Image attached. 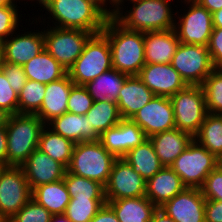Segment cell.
I'll list each match as a JSON object with an SVG mask.
<instances>
[{
    "label": "cell",
    "instance_id": "cell-1",
    "mask_svg": "<svg viewBox=\"0 0 222 222\" xmlns=\"http://www.w3.org/2000/svg\"><path fill=\"white\" fill-rule=\"evenodd\" d=\"M108 0H39L59 28L81 29L101 33L110 16Z\"/></svg>",
    "mask_w": 222,
    "mask_h": 222
},
{
    "label": "cell",
    "instance_id": "cell-2",
    "mask_svg": "<svg viewBox=\"0 0 222 222\" xmlns=\"http://www.w3.org/2000/svg\"><path fill=\"white\" fill-rule=\"evenodd\" d=\"M102 33L111 48L113 68L129 76L138 75L145 65L144 32L126 29L110 15Z\"/></svg>",
    "mask_w": 222,
    "mask_h": 222
},
{
    "label": "cell",
    "instance_id": "cell-3",
    "mask_svg": "<svg viewBox=\"0 0 222 222\" xmlns=\"http://www.w3.org/2000/svg\"><path fill=\"white\" fill-rule=\"evenodd\" d=\"M170 0L131 1L129 11L109 8L110 15L123 27L133 31H167L174 29L175 18L172 14ZM111 9V10H110ZM174 18V19H173Z\"/></svg>",
    "mask_w": 222,
    "mask_h": 222
},
{
    "label": "cell",
    "instance_id": "cell-4",
    "mask_svg": "<svg viewBox=\"0 0 222 222\" xmlns=\"http://www.w3.org/2000/svg\"><path fill=\"white\" fill-rule=\"evenodd\" d=\"M46 125L36 114L10 115L6 125L7 166L20 167L38 148L40 134Z\"/></svg>",
    "mask_w": 222,
    "mask_h": 222
},
{
    "label": "cell",
    "instance_id": "cell-5",
    "mask_svg": "<svg viewBox=\"0 0 222 222\" xmlns=\"http://www.w3.org/2000/svg\"><path fill=\"white\" fill-rule=\"evenodd\" d=\"M116 159L99 140L79 142L74 145L67 172L97 181L105 186Z\"/></svg>",
    "mask_w": 222,
    "mask_h": 222
},
{
    "label": "cell",
    "instance_id": "cell-6",
    "mask_svg": "<svg viewBox=\"0 0 222 222\" xmlns=\"http://www.w3.org/2000/svg\"><path fill=\"white\" fill-rule=\"evenodd\" d=\"M112 68L111 48L107 37L101 32L88 39L82 54L67 74L75 85H85Z\"/></svg>",
    "mask_w": 222,
    "mask_h": 222
},
{
    "label": "cell",
    "instance_id": "cell-7",
    "mask_svg": "<svg viewBox=\"0 0 222 222\" xmlns=\"http://www.w3.org/2000/svg\"><path fill=\"white\" fill-rule=\"evenodd\" d=\"M176 129L194 136L207 114L205 94L202 86L187 85L170 97Z\"/></svg>",
    "mask_w": 222,
    "mask_h": 222
},
{
    "label": "cell",
    "instance_id": "cell-8",
    "mask_svg": "<svg viewBox=\"0 0 222 222\" xmlns=\"http://www.w3.org/2000/svg\"><path fill=\"white\" fill-rule=\"evenodd\" d=\"M188 188H201L217 167V158L194 139L170 166Z\"/></svg>",
    "mask_w": 222,
    "mask_h": 222
},
{
    "label": "cell",
    "instance_id": "cell-9",
    "mask_svg": "<svg viewBox=\"0 0 222 222\" xmlns=\"http://www.w3.org/2000/svg\"><path fill=\"white\" fill-rule=\"evenodd\" d=\"M44 48L68 71L82 54L88 39L93 35L81 29L50 27L44 30Z\"/></svg>",
    "mask_w": 222,
    "mask_h": 222
},
{
    "label": "cell",
    "instance_id": "cell-10",
    "mask_svg": "<svg viewBox=\"0 0 222 222\" xmlns=\"http://www.w3.org/2000/svg\"><path fill=\"white\" fill-rule=\"evenodd\" d=\"M171 65L187 85L201 86L215 69L207 46L181 42L176 49Z\"/></svg>",
    "mask_w": 222,
    "mask_h": 222
},
{
    "label": "cell",
    "instance_id": "cell-11",
    "mask_svg": "<svg viewBox=\"0 0 222 222\" xmlns=\"http://www.w3.org/2000/svg\"><path fill=\"white\" fill-rule=\"evenodd\" d=\"M189 10L175 21L174 30L184 44L207 46L213 31L212 14L195 0H185Z\"/></svg>",
    "mask_w": 222,
    "mask_h": 222
},
{
    "label": "cell",
    "instance_id": "cell-12",
    "mask_svg": "<svg viewBox=\"0 0 222 222\" xmlns=\"http://www.w3.org/2000/svg\"><path fill=\"white\" fill-rule=\"evenodd\" d=\"M31 192L23 169L6 166L0 173V213L10 220L31 199Z\"/></svg>",
    "mask_w": 222,
    "mask_h": 222
},
{
    "label": "cell",
    "instance_id": "cell-13",
    "mask_svg": "<svg viewBox=\"0 0 222 222\" xmlns=\"http://www.w3.org/2000/svg\"><path fill=\"white\" fill-rule=\"evenodd\" d=\"M145 192L146 180L124 158H117L104 186L105 200L136 198L145 196Z\"/></svg>",
    "mask_w": 222,
    "mask_h": 222
},
{
    "label": "cell",
    "instance_id": "cell-14",
    "mask_svg": "<svg viewBox=\"0 0 222 222\" xmlns=\"http://www.w3.org/2000/svg\"><path fill=\"white\" fill-rule=\"evenodd\" d=\"M131 120L144 131L147 138L176 128L171 100L164 96L152 98Z\"/></svg>",
    "mask_w": 222,
    "mask_h": 222
},
{
    "label": "cell",
    "instance_id": "cell-15",
    "mask_svg": "<svg viewBox=\"0 0 222 222\" xmlns=\"http://www.w3.org/2000/svg\"><path fill=\"white\" fill-rule=\"evenodd\" d=\"M147 139L144 131L135 122L131 119H121L116 126L104 131L99 141L116 158H123L131 149Z\"/></svg>",
    "mask_w": 222,
    "mask_h": 222
},
{
    "label": "cell",
    "instance_id": "cell-16",
    "mask_svg": "<svg viewBox=\"0 0 222 222\" xmlns=\"http://www.w3.org/2000/svg\"><path fill=\"white\" fill-rule=\"evenodd\" d=\"M206 199L200 188L186 187L160 209L175 222H205Z\"/></svg>",
    "mask_w": 222,
    "mask_h": 222
},
{
    "label": "cell",
    "instance_id": "cell-17",
    "mask_svg": "<svg viewBox=\"0 0 222 222\" xmlns=\"http://www.w3.org/2000/svg\"><path fill=\"white\" fill-rule=\"evenodd\" d=\"M137 76L155 96L170 98L187 86L171 63L145 64Z\"/></svg>",
    "mask_w": 222,
    "mask_h": 222
},
{
    "label": "cell",
    "instance_id": "cell-18",
    "mask_svg": "<svg viewBox=\"0 0 222 222\" xmlns=\"http://www.w3.org/2000/svg\"><path fill=\"white\" fill-rule=\"evenodd\" d=\"M20 167L24 171L31 191L39 185L62 180L67 171L63 164L39 149L34 150Z\"/></svg>",
    "mask_w": 222,
    "mask_h": 222
},
{
    "label": "cell",
    "instance_id": "cell-19",
    "mask_svg": "<svg viewBox=\"0 0 222 222\" xmlns=\"http://www.w3.org/2000/svg\"><path fill=\"white\" fill-rule=\"evenodd\" d=\"M27 33V34H26ZM11 35L0 43L3 62H10L24 66L27 62L45 50L44 32H24Z\"/></svg>",
    "mask_w": 222,
    "mask_h": 222
},
{
    "label": "cell",
    "instance_id": "cell-20",
    "mask_svg": "<svg viewBox=\"0 0 222 222\" xmlns=\"http://www.w3.org/2000/svg\"><path fill=\"white\" fill-rule=\"evenodd\" d=\"M74 85L68 74L59 80L46 84L41 108L36 113L45 125L67 112L68 97Z\"/></svg>",
    "mask_w": 222,
    "mask_h": 222
},
{
    "label": "cell",
    "instance_id": "cell-21",
    "mask_svg": "<svg viewBox=\"0 0 222 222\" xmlns=\"http://www.w3.org/2000/svg\"><path fill=\"white\" fill-rule=\"evenodd\" d=\"M180 41L174 29L144 32L145 64H168Z\"/></svg>",
    "mask_w": 222,
    "mask_h": 222
},
{
    "label": "cell",
    "instance_id": "cell-22",
    "mask_svg": "<svg viewBox=\"0 0 222 222\" xmlns=\"http://www.w3.org/2000/svg\"><path fill=\"white\" fill-rule=\"evenodd\" d=\"M185 188L179 175L171 167L164 166L146 181L145 196L160 208Z\"/></svg>",
    "mask_w": 222,
    "mask_h": 222
},
{
    "label": "cell",
    "instance_id": "cell-23",
    "mask_svg": "<svg viewBox=\"0 0 222 222\" xmlns=\"http://www.w3.org/2000/svg\"><path fill=\"white\" fill-rule=\"evenodd\" d=\"M155 94L137 75L128 76L119 91L116 101L122 119H131Z\"/></svg>",
    "mask_w": 222,
    "mask_h": 222
},
{
    "label": "cell",
    "instance_id": "cell-24",
    "mask_svg": "<svg viewBox=\"0 0 222 222\" xmlns=\"http://www.w3.org/2000/svg\"><path fill=\"white\" fill-rule=\"evenodd\" d=\"M46 126L75 144L97 141L100 138V135L93 128H90V123L85 115L66 112L52 119Z\"/></svg>",
    "mask_w": 222,
    "mask_h": 222
},
{
    "label": "cell",
    "instance_id": "cell-25",
    "mask_svg": "<svg viewBox=\"0 0 222 222\" xmlns=\"http://www.w3.org/2000/svg\"><path fill=\"white\" fill-rule=\"evenodd\" d=\"M163 166L170 167L174 160L192 142L193 136L185 131L173 129L157 133L148 138Z\"/></svg>",
    "mask_w": 222,
    "mask_h": 222
},
{
    "label": "cell",
    "instance_id": "cell-26",
    "mask_svg": "<svg viewBox=\"0 0 222 222\" xmlns=\"http://www.w3.org/2000/svg\"><path fill=\"white\" fill-rule=\"evenodd\" d=\"M119 222H150L157 207L146 197L106 201Z\"/></svg>",
    "mask_w": 222,
    "mask_h": 222
},
{
    "label": "cell",
    "instance_id": "cell-27",
    "mask_svg": "<svg viewBox=\"0 0 222 222\" xmlns=\"http://www.w3.org/2000/svg\"><path fill=\"white\" fill-rule=\"evenodd\" d=\"M23 68L27 80L37 81L45 85L59 80L67 74L63 66L46 50L27 62Z\"/></svg>",
    "mask_w": 222,
    "mask_h": 222
},
{
    "label": "cell",
    "instance_id": "cell-28",
    "mask_svg": "<svg viewBox=\"0 0 222 222\" xmlns=\"http://www.w3.org/2000/svg\"><path fill=\"white\" fill-rule=\"evenodd\" d=\"M129 75L112 68L83 85L93 101L118 100L119 91Z\"/></svg>",
    "mask_w": 222,
    "mask_h": 222
},
{
    "label": "cell",
    "instance_id": "cell-29",
    "mask_svg": "<svg viewBox=\"0 0 222 222\" xmlns=\"http://www.w3.org/2000/svg\"><path fill=\"white\" fill-rule=\"evenodd\" d=\"M31 198L52 215L65 213L71 199L63 179L35 187L31 192Z\"/></svg>",
    "mask_w": 222,
    "mask_h": 222
},
{
    "label": "cell",
    "instance_id": "cell-30",
    "mask_svg": "<svg viewBox=\"0 0 222 222\" xmlns=\"http://www.w3.org/2000/svg\"><path fill=\"white\" fill-rule=\"evenodd\" d=\"M146 181L152 178L164 166L160 162L149 139L131 149L123 157Z\"/></svg>",
    "mask_w": 222,
    "mask_h": 222
},
{
    "label": "cell",
    "instance_id": "cell-31",
    "mask_svg": "<svg viewBox=\"0 0 222 222\" xmlns=\"http://www.w3.org/2000/svg\"><path fill=\"white\" fill-rule=\"evenodd\" d=\"M44 127L38 142V148L52 159L68 167L75 143ZM46 129V130H45Z\"/></svg>",
    "mask_w": 222,
    "mask_h": 222
},
{
    "label": "cell",
    "instance_id": "cell-32",
    "mask_svg": "<svg viewBox=\"0 0 222 222\" xmlns=\"http://www.w3.org/2000/svg\"><path fill=\"white\" fill-rule=\"evenodd\" d=\"M193 139L216 158L222 155V114L207 113Z\"/></svg>",
    "mask_w": 222,
    "mask_h": 222
},
{
    "label": "cell",
    "instance_id": "cell-33",
    "mask_svg": "<svg viewBox=\"0 0 222 222\" xmlns=\"http://www.w3.org/2000/svg\"><path fill=\"white\" fill-rule=\"evenodd\" d=\"M85 116L90 123V128H93L99 135L116 126L122 119L114 100L94 101Z\"/></svg>",
    "mask_w": 222,
    "mask_h": 222
},
{
    "label": "cell",
    "instance_id": "cell-34",
    "mask_svg": "<svg viewBox=\"0 0 222 222\" xmlns=\"http://www.w3.org/2000/svg\"><path fill=\"white\" fill-rule=\"evenodd\" d=\"M63 180L71 198H105L104 186L97 181L67 171Z\"/></svg>",
    "mask_w": 222,
    "mask_h": 222
},
{
    "label": "cell",
    "instance_id": "cell-35",
    "mask_svg": "<svg viewBox=\"0 0 222 222\" xmlns=\"http://www.w3.org/2000/svg\"><path fill=\"white\" fill-rule=\"evenodd\" d=\"M105 204V198H71L64 214L72 222H90Z\"/></svg>",
    "mask_w": 222,
    "mask_h": 222
},
{
    "label": "cell",
    "instance_id": "cell-36",
    "mask_svg": "<svg viewBox=\"0 0 222 222\" xmlns=\"http://www.w3.org/2000/svg\"><path fill=\"white\" fill-rule=\"evenodd\" d=\"M45 91V84L27 80L18 96V113L36 114L41 108Z\"/></svg>",
    "mask_w": 222,
    "mask_h": 222
},
{
    "label": "cell",
    "instance_id": "cell-37",
    "mask_svg": "<svg viewBox=\"0 0 222 222\" xmlns=\"http://www.w3.org/2000/svg\"><path fill=\"white\" fill-rule=\"evenodd\" d=\"M201 86L207 113L222 114V68H215Z\"/></svg>",
    "mask_w": 222,
    "mask_h": 222
},
{
    "label": "cell",
    "instance_id": "cell-38",
    "mask_svg": "<svg viewBox=\"0 0 222 222\" xmlns=\"http://www.w3.org/2000/svg\"><path fill=\"white\" fill-rule=\"evenodd\" d=\"M52 214L30 199L8 222H50Z\"/></svg>",
    "mask_w": 222,
    "mask_h": 222
},
{
    "label": "cell",
    "instance_id": "cell-39",
    "mask_svg": "<svg viewBox=\"0 0 222 222\" xmlns=\"http://www.w3.org/2000/svg\"><path fill=\"white\" fill-rule=\"evenodd\" d=\"M93 102V98L83 85H74L68 97L67 112L85 115Z\"/></svg>",
    "mask_w": 222,
    "mask_h": 222
},
{
    "label": "cell",
    "instance_id": "cell-40",
    "mask_svg": "<svg viewBox=\"0 0 222 222\" xmlns=\"http://www.w3.org/2000/svg\"><path fill=\"white\" fill-rule=\"evenodd\" d=\"M20 18L16 4L0 6V43L18 30Z\"/></svg>",
    "mask_w": 222,
    "mask_h": 222
},
{
    "label": "cell",
    "instance_id": "cell-41",
    "mask_svg": "<svg viewBox=\"0 0 222 222\" xmlns=\"http://www.w3.org/2000/svg\"><path fill=\"white\" fill-rule=\"evenodd\" d=\"M18 96L10 86L3 71L0 70V108L10 115L18 114Z\"/></svg>",
    "mask_w": 222,
    "mask_h": 222
},
{
    "label": "cell",
    "instance_id": "cell-42",
    "mask_svg": "<svg viewBox=\"0 0 222 222\" xmlns=\"http://www.w3.org/2000/svg\"><path fill=\"white\" fill-rule=\"evenodd\" d=\"M205 199L222 201V171L216 167L200 188Z\"/></svg>",
    "mask_w": 222,
    "mask_h": 222
},
{
    "label": "cell",
    "instance_id": "cell-43",
    "mask_svg": "<svg viewBox=\"0 0 222 222\" xmlns=\"http://www.w3.org/2000/svg\"><path fill=\"white\" fill-rule=\"evenodd\" d=\"M1 70L5 74L12 89L19 95L27 81L23 66L10 62H3Z\"/></svg>",
    "mask_w": 222,
    "mask_h": 222
},
{
    "label": "cell",
    "instance_id": "cell-44",
    "mask_svg": "<svg viewBox=\"0 0 222 222\" xmlns=\"http://www.w3.org/2000/svg\"><path fill=\"white\" fill-rule=\"evenodd\" d=\"M207 48L214 68H222V28L213 27Z\"/></svg>",
    "mask_w": 222,
    "mask_h": 222
},
{
    "label": "cell",
    "instance_id": "cell-45",
    "mask_svg": "<svg viewBox=\"0 0 222 222\" xmlns=\"http://www.w3.org/2000/svg\"><path fill=\"white\" fill-rule=\"evenodd\" d=\"M205 222H222V201L206 199Z\"/></svg>",
    "mask_w": 222,
    "mask_h": 222
},
{
    "label": "cell",
    "instance_id": "cell-46",
    "mask_svg": "<svg viewBox=\"0 0 222 222\" xmlns=\"http://www.w3.org/2000/svg\"><path fill=\"white\" fill-rule=\"evenodd\" d=\"M90 222H119L114 211L107 205H103Z\"/></svg>",
    "mask_w": 222,
    "mask_h": 222
},
{
    "label": "cell",
    "instance_id": "cell-47",
    "mask_svg": "<svg viewBox=\"0 0 222 222\" xmlns=\"http://www.w3.org/2000/svg\"><path fill=\"white\" fill-rule=\"evenodd\" d=\"M0 161L7 166V133L6 127H0Z\"/></svg>",
    "mask_w": 222,
    "mask_h": 222
},
{
    "label": "cell",
    "instance_id": "cell-48",
    "mask_svg": "<svg viewBox=\"0 0 222 222\" xmlns=\"http://www.w3.org/2000/svg\"><path fill=\"white\" fill-rule=\"evenodd\" d=\"M205 7L211 14L222 9V0H195Z\"/></svg>",
    "mask_w": 222,
    "mask_h": 222
},
{
    "label": "cell",
    "instance_id": "cell-49",
    "mask_svg": "<svg viewBox=\"0 0 222 222\" xmlns=\"http://www.w3.org/2000/svg\"><path fill=\"white\" fill-rule=\"evenodd\" d=\"M150 222H175L173 218L168 216L162 209L157 208Z\"/></svg>",
    "mask_w": 222,
    "mask_h": 222
},
{
    "label": "cell",
    "instance_id": "cell-50",
    "mask_svg": "<svg viewBox=\"0 0 222 222\" xmlns=\"http://www.w3.org/2000/svg\"><path fill=\"white\" fill-rule=\"evenodd\" d=\"M213 27L222 28V9L212 13Z\"/></svg>",
    "mask_w": 222,
    "mask_h": 222
},
{
    "label": "cell",
    "instance_id": "cell-51",
    "mask_svg": "<svg viewBox=\"0 0 222 222\" xmlns=\"http://www.w3.org/2000/svg\"><path fill=\"white\" fill-rule=\"evenodd\" d=\"M50 222H72L64 213L54 214L51 216Z\"/></svg>",
    "mask_w": 222,
    "mask_h": 222
},
{
    "label": "cell",
    "instance_id": "cell-52",
    "mask_svg": "<svg viewBox=\"0 0 222 222\" xmlns=\"http://www.w3.org/2000/svg\"><path fill=\"white\" fill-rule=\"evenodd\" d=\"M10 114L0 108V127H6Z\"/></svg>",
    "mask_w": 222,
    "mask_h": 222
},
{
    "label": "cell",
    "instance_id": "cell-53",
    "mask_svg": "<svg viewBox=\"0 0 222 222\" xmlns=\"http://www.w3.org/2000/svg\"><path fill=\"white\" fill-rule=\"evenodd\" d=\"M129 1H137V0H129ZM110 2H111L110 4H112V7H114V9H120V5L124 3V0H110Z\"/></svg>",
    "mask_w": 222,
    "mask_h": 222
},
{
    "label": "cell",
    "instance_id": "cell-54",
    "mask_svg": "<svg viewBox=\"0 0 222 222\" xmlns=\"http://www.w3.org/2000/svg\"><path fill=\"white\" fill-rule=\"evenodd\" d=\"M15 0H0V6L13 5Z\"/></svg>",
    "mask_w": 222,
    "mask_h": 222
},
{
    "label": "cell",
    "instance_id": "cell-55",
    "mask_svg": "<svg viewBox=\"0 0 222 222\" xmlns=\"http://www.w3.org/2000/svg\"><path fill=\"white\" fill-rule=\"evenodd\" d=\"M217 167L222 171V155L217 158Z\"/></svg>",
    "mask_w": 222,
    "mask_h": 222
},
{
    "label": "cell",
    "instance_id": "cell-56",
    "mask_svg": "<svg viewBox=\"0 0 222 222\" xmlns=\"http://www.w3.org/2000/svg\"><path fill=\"white\" fill-rule=\"evenodd\" d=\"M2 63H3V56H2V51H1V48H0V70H1V67H2Z\"/></svg>",
    "mask_w": 222,
    "mask_h": 222
},
{
    "label": "cell",
    "instance_id": "cell-57",
    "mask_svg": "<svg viewBox=\"0 0 222 222\" xmlns=\"http://www.w3.org/2000/svg\"><path fill=\"white\" fill-rule=\"evenodd\" d=\"M6 165L0 161V173L5 169Z\"/></svg>",
    "mask_w": 222,
    "mask_h": 222
},
{
    "label": "cell",
    "instance_id": "cell-58",
    "mask_svg": "<svg viewBox=\"0 0 222 222\" xmlns=\"http://www.w3.org/2000/svg\"><path fill=\"white\" fill-rule=\"evenodd\" d=\"M0 222H8V220L0 213Z\"/></svg>",
    "mask_w": 222,
    "mask_h": 222
}]
</instances>
